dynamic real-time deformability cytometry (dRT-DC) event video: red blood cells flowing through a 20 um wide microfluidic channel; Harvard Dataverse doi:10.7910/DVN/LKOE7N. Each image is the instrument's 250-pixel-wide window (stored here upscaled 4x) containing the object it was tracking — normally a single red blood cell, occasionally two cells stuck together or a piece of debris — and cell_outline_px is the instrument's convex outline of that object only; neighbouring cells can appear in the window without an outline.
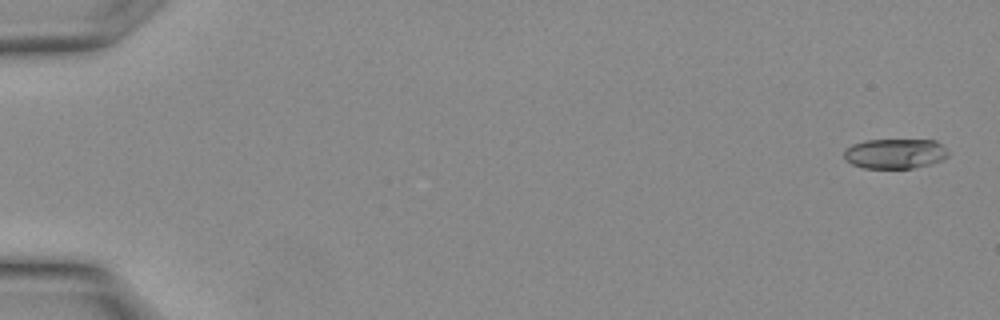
{"species": "Egyptian fruit bat (a non-hibernating species)", "species_latin": "Rousettus aegyptiacus", "temperature_condition": "warm", "stored_images_in_passage": 14, "camera_frame_rate_fps": 3000, "um_per_image_px": 0.085, "animal": {"sex": "female"}, "frame": {"image": 1, "passage_image": 1, "time_ms": 0.0, "image_size_px": [1000, 320], "cell_outline_px": [[948, 156], [932, 164], [912, 168], [864, 168], [852, 164], [844, 160], [844, 148], [852, 144], [864, 140], [936, 140], [948, 152]], "centroid_in_image_um": [76.03, 13.06], "position_along_channel_um": 9.0, "area_um2": 18.26}}
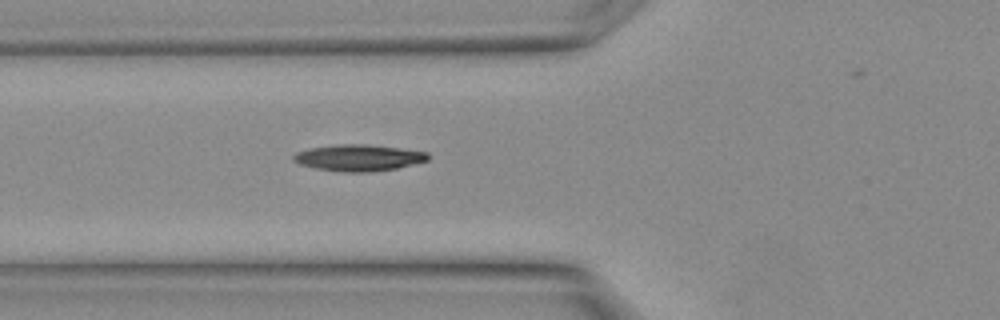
{"frame": {"image": 2, "passage_image": 12, "time_ms": 3.667, "image_size_px": [1000, 320], "cell_outline_px": [[428, 160], [396, 168], [368, 172], [344, 172], [316, 168], [300, 164], [292, 160], [292, 156], [296, 152], [308, 148], [340, 144], [364, 144], [400, 148], [428, 152]], "centroid_in_image_um": [30.45, 13.4], "position_along_channel_um": 95.4, "area_um2": 20.58}}
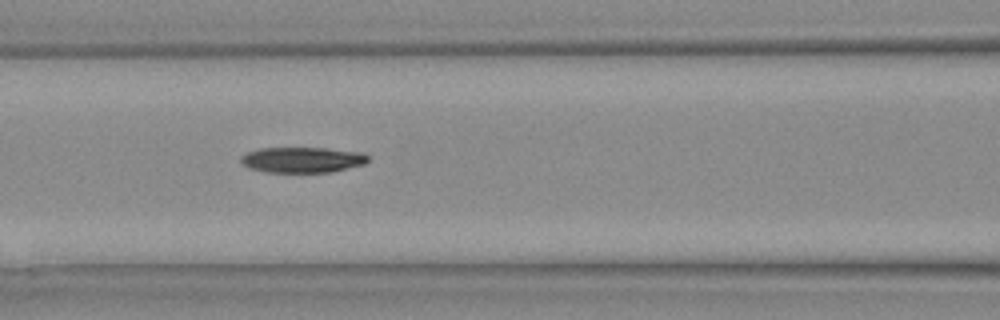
{"frame": {"image": 3, "passage_image": 14, "time_ms": 4.333, "image_size_px": [1000, 320], "cell_outline_px": [[368, 160], [364, 164], [332, 172], [264, 172], [248, 168], [240, 160], [240, 156], [248, 152], [260, 148], [324, 148], [364, 152], [368, 156]], "centroid_in_image_um": [25.7, 13.58], "position_along_channel_um": 140.9, "area_um2": 19.02}}